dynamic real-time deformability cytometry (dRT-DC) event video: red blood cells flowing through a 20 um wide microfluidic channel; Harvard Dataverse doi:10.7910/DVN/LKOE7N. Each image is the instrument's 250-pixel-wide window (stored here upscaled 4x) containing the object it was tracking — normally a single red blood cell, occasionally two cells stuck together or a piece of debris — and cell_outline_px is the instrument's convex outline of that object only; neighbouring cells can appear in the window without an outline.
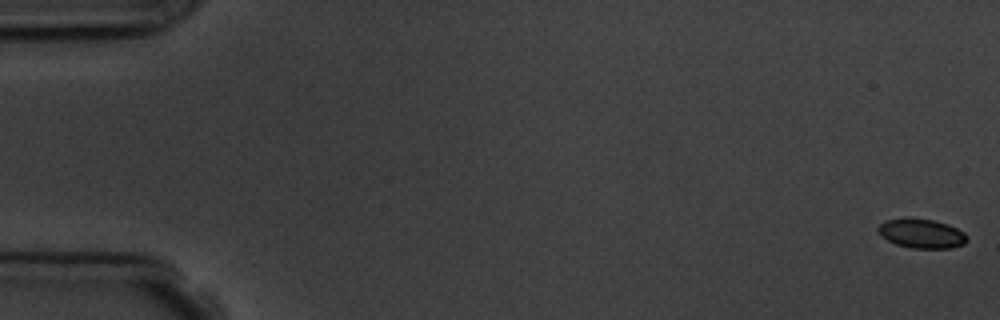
{"species": "common noctule bat (a hibernating species)", "species_latin": "Nyctalus noctula", "temperature_condition": "room temperature", "stored_images_in_passage": 7, "camera_frame_rate_fps": 3000, "um_per_image_px": 0.085, "animal": {"sex": "male", "body_mass_g": 19.5, "forearm_length_mm": 54.6}, "frame": {"image": 1, "passage_image": 1, "time_ms": 0.0, "image_size_px": [1000, 320], "cell_outline_px": [[968, 240], [964, 244], [952, 248], [912, 248], [896, 244], [880, 236], [876, 228], [884, 220], [904, 216], [932, 220], [948, 224], [964, 232], [968, 236]], "centroid_in_image_um": [78.3, 19.82], "position_along_channel_um": 6.7, "area_um2": 15.55}}
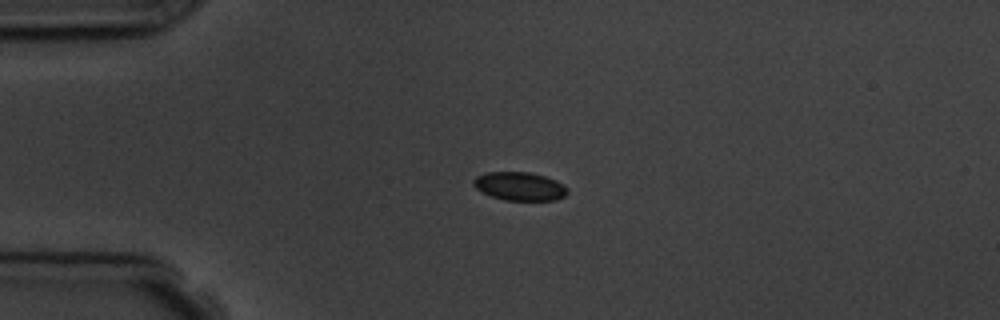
{"frame": {"image": 2, "passage_image": 5, "time_ms": 4.333, "image_size_px": [1000, 320], "cell_outline_px": [[568, 192], [564, 196], [556, 200], [504, 200], [492, 196], [476, 188], [472, 184], [472, 180], [476, 176], [484, 172], [528, 172], [544, 176], [556, 180], [564, 184], [568, 188]], "centroid_in_image_um": [44.17, 15.82], "position_along_channel_um": 40.8, "area_um2": 15.61}}